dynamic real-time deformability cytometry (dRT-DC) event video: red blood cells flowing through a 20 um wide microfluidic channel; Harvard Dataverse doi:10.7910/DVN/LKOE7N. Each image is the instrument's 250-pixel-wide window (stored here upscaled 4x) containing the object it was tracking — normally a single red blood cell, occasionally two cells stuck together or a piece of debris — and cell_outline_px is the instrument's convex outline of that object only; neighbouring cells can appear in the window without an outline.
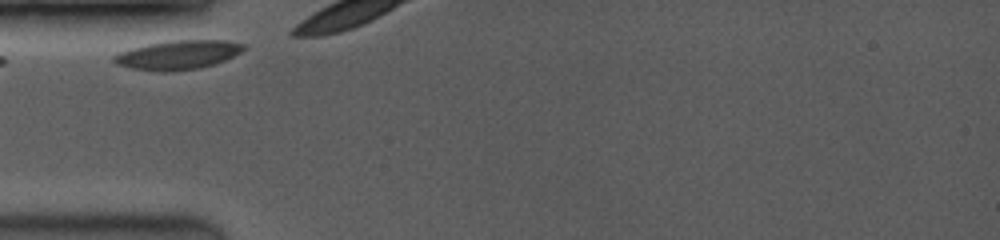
{"species": "common noctule bat (a hibernating species)", "species_latin": "Nyctalus noctula", "temperature_condition": "room temperature", "stored_images_in_passage": 4, "camera_frame_rate_fps": 3500, "um_per_image_px": 0.085, "animal": {"sex": "female", "body_mass_g": 19.0, "forearm_length_mm": 53.3}, "frame": {"image": 1, "passage_image": 1, "time_ms": 0.0, "image_size_px": [1000, 240], "cell_outline_px": [[248, 48], [216, 64], [200, 68], [172, 72], [156, 72], [132, 68], [116, 64], [112, 60], [112, 56], [120, 52], [132, 48], [148, 44], [172, 40], [224, 40], [244, 44]], "centroid_in_image_um": [15.12, 4.68], "position_along_channel_um": 69.9, "area_um2": 22.14}}